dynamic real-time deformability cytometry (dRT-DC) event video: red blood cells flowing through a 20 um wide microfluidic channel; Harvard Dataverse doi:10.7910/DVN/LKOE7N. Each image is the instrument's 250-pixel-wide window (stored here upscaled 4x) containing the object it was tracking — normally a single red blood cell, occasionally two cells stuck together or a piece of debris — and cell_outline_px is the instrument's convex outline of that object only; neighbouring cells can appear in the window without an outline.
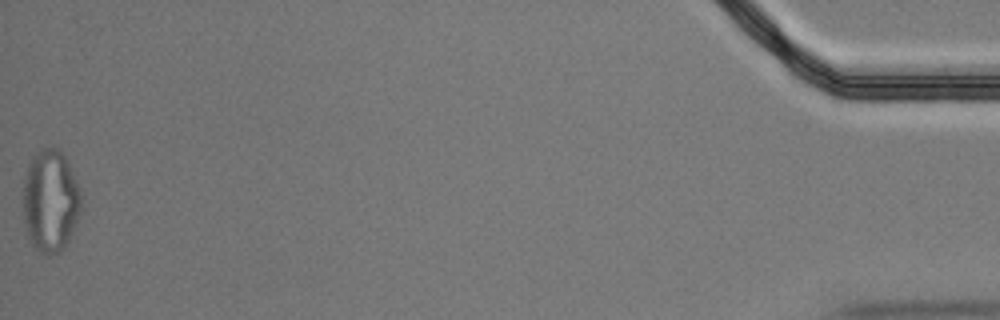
{"species": "Egyptian fruit bat (a non-hibernating species)", "species_latin": "Rousettus aegyptiacus", "temperature_condition": "cold", "stored_images_in_passage": 58, "segment_of_instrument_passage": [2, 2], "camera_frame_rate_fps": 3000, "um_per_image_px": 0.085, "animal": {"sex": "male"}, "frame": {"image": 1, "passage_image": 58, "time_ms": 19.0, "image_size_px": [1000, 320], "cell_outline_px": [[84, 208], [68, 244], [60, 252], [48, 256], [44, 256], [28, 240], [24, 220], [24, 176], [28, 164], [32, 156], [36, 152], [44, 148], [60, 148], [80, 188]], "centroid_in_image_um": [4.32, 17.12], "position_along_channel_um": 430.9, "area_um2": 35.43}}